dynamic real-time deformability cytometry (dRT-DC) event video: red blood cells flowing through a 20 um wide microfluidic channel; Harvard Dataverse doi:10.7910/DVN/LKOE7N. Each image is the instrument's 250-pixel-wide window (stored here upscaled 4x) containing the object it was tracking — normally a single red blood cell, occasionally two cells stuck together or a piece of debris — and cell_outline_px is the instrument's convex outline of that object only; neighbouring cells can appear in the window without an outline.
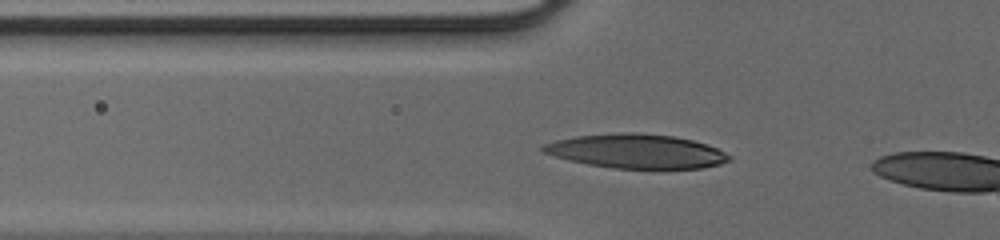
{"species": "human", "species_latin": "Homo sapiens", "temperature_condition": "cold", "stored_images_in_passage": 27, "camera_frame_rate_fps": 3000, "um_per_image_px": 0.085, "donor": {"sex": "male"}, "frame": {"image": 1, "passage_image": 2, "time_ms": 0.333, "image_size_px": [1000, 240], "cell_outline_px": [[732, 160], [720, 164], [700, 168], [612, 168], [588, 164], [556, 156], [544, 152], [540, 148], [544, 144], [556, 140], [576, 136], [620, 132], [640, 132], [672, 136], [692, 140], [716, 148], [732, 156]], "centroid_in_image_um": [54.11, 12.84], "position_along_channel_um": 71.7, "area_um2": 36.7}}
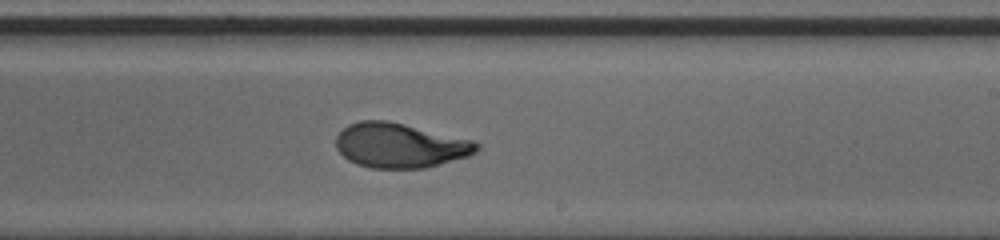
{"frame": {"image": 2, "passage_image": 15, "time_ms": 4.667, "image_size_px": [1000, 240], "cell_outline_px": [[480, 148], [476, 152], [468, 156], [424, 168], [372, 168], [356, 164], [348, 160], [336, 148], [336, 136], [348, 124], [360, 120], [388, 120], [476, 140], [480, 144]], "centroid_in_image_um": [34.02, 12.35], "position_along_channel_um": 255.0, "area_um2": 36.88}}
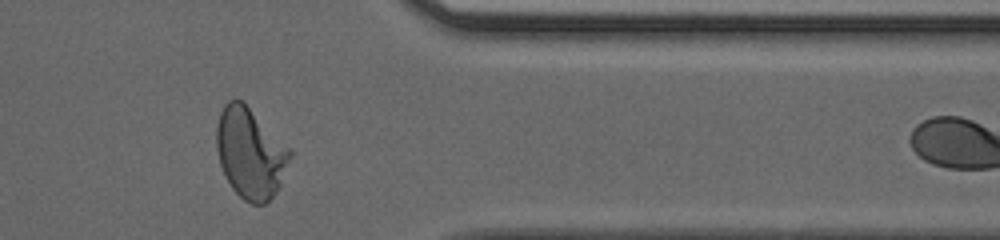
{"frame": {"image": 3, "passage_image": 25, "time_ms": 8.0, "image_size_px": [1000, 240], "cell_outline_px": [[292, 156], [280, 184], [276, 192], [264, 204], [252, 204], [244, 200], [232, 188], [220, 164], [216, 148], [216, 128], [220, 112], [224, 104], [228, 100], [240, 100], [292, 152]], "centroid_in_image_um": [21.25, 13.05], "position_along_channel_um": 390.2, "area_um2": 37.74}}